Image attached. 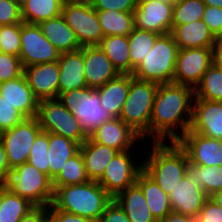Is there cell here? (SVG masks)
<instances>
[{
  "label": "cell",
  "instance_id": "29",
  "mask_svg": "<svg viewBox=\"0 0 222 222\" xmlns=\"http://www.w3.org/2000/svg\"><path fill=\"white\" fill-rule=\"evenodd\" d=\"M136 184L142 189L146 203L157 221L172 211L168 194L143 170L138 174Z\"/></svg>",
  "mask_w": 222,
  "mask_h": 222
},
{
  "label": "cell",
  "instance_id": "54",
  "mask_svg": "<svg viewBox=\"0 0 222 222\" xmlns=\"http://www.w3.org/2000/svg\"><path fill=\"white\" fill-rule=\"evenodd\" d=\"M206 6L222 8V0H202Z\"/></svg>",
  "mask_w": 222,
  "mask_h": 222
},
{
  "label": "cell",
  "instance_id": "27",
  "mask_svg": "<svg viewBox=\"0 0 222 222\" xmlns=\"http://www.w3.org/2000/svg\"><path fill=\"white\" fill-rule=\"evenodd\" d=\"M130 86V74H119L102 87L96 89L100 94L101 106L113 117H119L126 101Z\"/></svg>",
  "mask_w": 222,
  "mask_h": 222
},
{
  "label": "cell",
  "instance_id": "31",
  "mask_svg": "<svg viewBox=\"0 0 222 222\" xmlns=\"http://www.w3.org/2000/svg\"><path fill=\"white\" fill-rule=\"evenodd\" d=\"M99 46L120 74H130L128 36L103 37Z\"/></svg>",
  "mask_w": 222,
  "mask_h": 222
},
{
  "label": "cell",
  "instance_id": "16",
  "mask_svg": "<svg viewBox=\"0 0 222 222\" xmlns=\"http://www.w3.org/2000/svg\"><path fill=\"white\" fill-rule=\"evenodd\" d=\"M188 159L204 166L222 165V140L186 132L178 141Z\"/></svg>",
  "mask_w": 222,
  "mask_h": 222
},
{
  "label": "cell",
  "instance_id": "20",
  "mask_svg": "<svg viewBox=\"0 0 222 222\" xmlns=\"http://www.w3.org/2000/svg\"><path fill=\"white\" fill-rule=\"evenodd\" d=\"M172 211L197 218L199 211L209 199L204 190L184 176L168 194Z\"/></svg>",
  "mask_w": 222,
  "mask_h": 222
},
{
  "label": "cell",
  "instance_id": "9",
  "mask_svg": "<svg viewBox=\"0 0 222 222\" xmlns=\"http://www.w3.org/2000/svg\"><path fill=\"white\" fill-rule=\"evenodd\" d=\"M36 117L42 131L64 136L79 145L88 138L78 119L58 99L39 101Z\"/></svg>",
  "mask_w": 222,
  "mask_h": 222
},
{
  "label": "cell",
  "instance_id": "11",
  "mask_svg": "<svg viewBox=\"0 0 222 222\" xmlns=\"http://www.w3.org/2000/svg\"><path fill=\"white\" fill-rule=\"evenodd\" d=\"M20 40L19 58L23 68L58 61L60 52L43 35L37 24L20 23Z\"/></svg>",
  "mask_w": 222,
  "mask_h": 222
},
{
  "label": "cell",
  "instance_id": "46",
  "mask_svg": "<svg viewBox=\"0 0 222 222\" xmlns=\"http://www.w3.org/2000/svg\"><path fill=\"white\" fill-rule=\"evenodd\" d=\"M202 20L213 35L216 36L222 28V8L206 6Z\"/></svg>",
  "mask_w": 222,
  "mask_h": 222
},
{
  "label": "cell",
  "instance_id": "48",
  "mask_svg": "<svg viewBox=\"0 0 222 222\" xmlns=\"http://www.w3.org/2000/svg\"><path fill=\"white\" fill-rule=\"evenodd\" d=\"M48 219L49 222H95L83 216L56 209L51 204L48 206Z\"/></svg>",
  "mask_w": 222,
  "mask_h": 222
},
{
  "label": "cell",
  "instance_id": "22",
  "mask_svg": "<svg viewBox=\"0 0 222 222\" xmlns=\"http://www.w3.org/2000/svg\"><path fill=\"white\" fill-rule=\"evenodd\" d=\"M59 95L87 87L84 72L83 47L72 52L60 53Z\"/></svg>",
  "mask_w": 222,
  "mask_h": 222
},
{
  "label": "cell",
  "instance_id": "47",
  "mask_svg": "<svg viewBox=\"0 0 222 222\" xmlns=\"http://www.w3.org/2000/svg\"><path fill=\"white\" fill-rule=\"evenodd\" d=\"M98 222H131L123 209L113 199L100 216Z\"/></svg>",
  "mask_w": 222,
  "mask_h": 222
},
{
  "label": "cell",
  "instance_id": "37",
  "mask_svg": "<svg viewBox=\"0 0 222 222\" xmlns=\"http://www.w3.org/2000/svg\"><path fill=\"white\" fill-rule=\"evenodd\" d=\"M194 98L222 102V73L213 63L194 89Z\"/></svg>",
  "mask_w": 222,
  "mask_h": 222
},
{
  "label": "cell",
  "instance_id": "43",
  "mask_svg": "<svg viewBox=\"0 0 222 222\" xmlns=\"http://www.w3.org/2000/svg\"><path fill=\"white\" fill-rule=\"evenodd\" d=\"M22 22L21 4L14 0H0V26Z\"/></svg>",
  "mask_w": 222,
  "mask_h": 222
},
{
  "label": "cell",
  "instance_id": "42",
  "mask_svg": "<svg viewBox=\"0 0 222 222\" xmlns=\"http://www.w3.org/2000/svg\"><path fill=\"white\" fill-rule=\"evenodd\" d=\"M25 117L0 96V133L20 123Z\"/></svg>",
  "mask_w": 222,
  "mask_h": 222
},
{
  "label": "cell",
  "instance_id": "15",
  "mask_svg": "<svg viewBox=\"0 0 222 222\" xmlns=\"http://www.w3.org/2000/svg\"><path fill=\"white\" fill-rule=\"evenodd\" d=\"M89 137L94 142L108 146L119 152L135 150L138 147H141L142 149L146 145L141 136L119 117H113L104 122L94 130Z\"/></svg>",
  "mask_w": 222,
  "mask_h": 222
},
{
  "label": "cell",
  "instance_id": "34",
  "mask_svg": "<svg viewBox=\"0 0 222 222\" xmlns=\"http://www.w3.org/2000/svg\"><path fill=\"white\" fill-rule=\"evenodd\" d=\"M159 35L160 34L138 28H134L128 35L130 74L133 73L138 64L142 62L150 52Z\"/></svg>",
  "mask_w": 222,
  "mask_h": 222
},
{
  "label": "cell",
  "instance_id": "24",
  "mask_svg": "<svg viewBox=\"0 0 222 222\" xmlns=\"http://www.w3.org/2000/svg\"><path fill=\"white\" fill-rule=\"evenodd\" d=\"M171 34L179 49L216 48L215 36L202 19L175 26Z\"/></svg>",
  "mask_w": 222,
  "mask_h": 222
},
{
  "label": "cell",
  "instance_id": "5",
  "mask_svg": "<svg viewBox=\"0 0 222 222\" xmlns=\"http://www.w3.org/2000/svg\"><path fill=\"white\" fill-rule=\"evenodd\" d=\"M158 86L153 82L138 80L130 74L129 92L119 116L145 142H149V125Z\"/></svg>",
  "mask_w": 222,
  "mask_h": 222
},
{
  "label": "cell",
  "instance_id": "21",
  "mask_svg": "<svg viewBox=\"0 0 222 222\" xmlns=\"http://www.w3.org/2000/svg\"><path fill=\"white\" fill-rule=\"evenodd\" d=\"M0 96L25 118L37 116L39 101L33 95L24 73L17 78L0 83Z\"/></svg>",
  "mask_w": 222,
  "mask_h": 222
},
{
  "label": "cell",
  "instance_id": "18",
  "mask_svg": "<svg viewBox=\"0 0 222 222\" xmlns=\"http://www.w3.org/2000/svg\"><path fill=\"white\" fill-rule=\"evenodd\" d=\"M187 132L222 140V102L194 98L192 121Z\"/></svg>",
  "mask_w": 222,
  "mask_h": 222
},
{
  "label": "cell",
  "instance_id": "58",
  "mask_svg": "<svg viewBox=\"0 0 222 222\" xmlns=\"http://www.w3.org/2000/svg\"><path fill=\"white\" fill-rule=\"evenodd\" d=\"M181 0H169V3H172V4H177L179 3Z\"/></svg>",
  "mask_w": 222,
  "mask_h": 222
},
{
  "label": "cell",
  "instance_id": "14",
  "mask_svg": "<svg viewBox=\"0 0 222 222\" xmlns=\"http://www.w3.org/2000/svg\"><path fill=\"white\" fill-rule=\"evenodd\" d=\"M174 4L159 0H137L134 28L166 34L172 31Z\"/></svg>",
  "mask_w": 222,
  "mask_h": 222
},
{
  "label": "cell",
  "instance_id": "40",
  "mask_svg": "<svg viewBox=\"0 0 222 222\" xmlns=\"http://www.w3.org/2000/svg\"><path fill=\"white\" fill-rule=\"evenodd\" d=\"M20 23L0 26V52L19 57Z\"/></svg>",
  "mask_w": 222,
  "mask_h": 222
},
{
  "label": "cell",
  "instance_id": "6",
  "mask_svg": "<svg viewBox=\"0 0 222 222\" xmlns=\"http://www.w3.org/2000/svg\"><path fill=\"white\" fill-rule=\"evenodd\" d=\"M58 100L78 119L79 127L87 137L113 118L112 114L101 106L99 92L89 87L61 93Z\"/></svg>",
  "mask_w": 222,
  "mask_h": 222
},
{
  "label": "cell",
  "instance_id": "45",
  "mask_svg": "<svg viewBox=\"0 0 222 222\" xmlns=\"http://www.w3.org/2000/svg\"><path fill=\"white\" fill-rule=\"evenodd\" d=\"M196 219L197 222H222V207L209 197Z\"/></svg>",
  "mask_w": 222,
  "mask_h": 222
},
{
  "label": "cell",
  "instance_id": "17",
  "mask_svg": "<svg viewBox=\"0 0 222 222\" xmlns=\"http://www.w3.org/2000/svg\"><path fill=\"white\" fill-rule=\"evenodd\" d=\"M58 61L24 67V75L38 101L59 97Z\"/></svg>",
  "mask_w": 222,
  "mask_h": 222
},
{
  "label": "cell",
  "instance_id": "3",
  "mask_svg": "<svg viewBox=\"0 0 222 222\" xmlns=\"http://www.w3.org/2000/svg\"><path fill=\"white\" fill-rule=\"evenodd\" d=\"M113 198L95 181L58 187L52 206L56 209L83 216L98 222Z\"/></svg>",
  "mask_w": 222,
  "mask_h": 222
},
{
  "label": "cell",
  "instance_id": "52",
  "mask_svg": "<svg viewBox=\"0 0 222 222\" xmlns=\"http://www.w3.org/2000/svg\"><path fill=\"white\" fill-rule=\"evenodd\" d=\"M63 5H85L92 6L94 0H62Z\"/></svg>",
  "mask_w": 222,
  "mask_h": 222
},
{
  "label": "cell",
  "instance_id": "50",
  "mask_svg": "<svg viewBox=\"0 0 222 222\" xmlns=\"http://www.w3.org/2000/svg\"><path fill=\"white\" fill-rule=\"evenodd\" d=\"M10 172L11 169L7 161L6 150L3 142L0 140V182L6 183Z\"/></svg>",
  "mask_w": 222,
  "mask_h": 222
},
{
  "label": "cell",
  "instance_id": "38",
  "mask_svg": "<svg viewBox=\"0 0 222 222\" xmlns=\"http://www.w3.org/2000/svg\"><path fill=\"white\" fill-rule=\"evenodd\" d=\"M206 5L202 0H181L174 4L172 29L177 25H183L200 20L203 17Z\"/></svg>",
  "mask_w": 222,
  "mask_h": 222
},
{
  "label": "cell",
  "instance_id": "44",
  "mask_svg": "<svg viewBox=\"0 0 222 222\" xmlns=\"http://www.w3.org/2000/svg\"><path fill=\"white\" fill-rule=\"evenodd\" d=\"M137 0H94L92 7L95 10H117L120 12H133Z\"/></svg>",
  "mask_w": 222,
  "mask_h": 222
},
{
  "label": "cell",
  "instance_id": "2",
  "mask_svg": "<svg viewBox=\"0 0 222 222\" xmlns=\"http://www.w3.org/2000/svg\"><path fill=\"white\" fill-rule=\"evenodd\" d=\"M144 152L143 171L170 194L185 176L186 151L177 141H170L146 142Z\"/></svg>",
  "mask_w": 222,
  "mask_h": 222
},
{
  "label": "cell",
  "instance_id": "23",
  "mask_svg": "<svg viewBox=\"0 0 222 222\" xmlns=\"http://www.w3.org/2000/svg\"><path fill=\"white\" fill-rule=\"evenodd\" d=\"M90 181L98 182L106 166L119 153L118 150L94 142L88 137L79 148Z\"/></svg>",
  "mask_w": 222,
  "mask_h": 222
},
{
  "label": "cell",
  "instance_id": "39",
  "mask_svg": "<svg viewBox=\"0 0 222 222\" xmlns=\"http://www.w3.org/2000/svg\"><path fill=\"white\" fill-rule=\"evenodd\" d=\"M48 144L49 133L41 131L31 147L27 162L49 177Z\"/></svg>",
  "mask_w": 222,
  "mask_h": 222
},
{
  "label": "cell",
  "instance_id": "8",
  "mask_svg": "<svg viewBox=\"0 0 222 222\" xmlns=\"http://www.w3.org/2000/svg\"><path fill=\"white\" fill-rule=\"evenodd\" d=\"M138 150L119 152L106 166L98 183L112 198L136 183L138 174L143 170L144 148Z\"/></svg>",
  "mask_w": 222,
  "mask_h": 222
},
{
  "label": "cell",
  "instance_id": "19",
  "mask_svg": "<svg viewBox=\"0 0 222 222\" xmlns=\"http://www.w3.org/2000/svg\"><path fill=\"white\" fill-rule=\"evenodd\" d=\"M84 72L87 87L98 89L120 73L99 45L83 46Z\"/></svg>",
  "mask_w": 222,
  "mask_h": 222
},
{
  "label": "cell",
  "instance_id": "41",
  "mask_svg": "<svg viewBox=\"0 0 222 222\" xmlns=\"http://www.w3.org/2000/svg\"><path fill=\"white\" fill-rule=\"evenodd\" d=\"M23 73L24 68L19 57L0 52V83L17 78Z\"/></svg>",
  "mask_w": 222,
  "mask_h": 222
},
{
  "label": "cell",
  "instance_id": "13",
  "mask_svg": "<svg viewBox=\"0 0 222 222\" xmlns=\"http://www.w3.org/2000/svg\"><path fill=\"white\" fill-rule=\"evenodd\" d=\"M61 14L82 47L100 44L104 35L96 10L92 6L63 5Z\"/></svg>",
  "mask_w": 222,
  "mask_h": 222
},
{
  "label": "cell",
  "instance_id": "57",
  "mask_svg": "<svg viewBox=\"0 0 222 222\" xmlns=\"http://www.w3.org/2000/svg\"><path fill=\"white\" fill-rule=\"evenodd\" d=\"M7 188L6 183L0 182V197L2 192Z\"/></svg>",
  "mask_w": 222,
  "mask_h": 222
},
{
  "label": "cell",
  "instance_id": "36",
  "mask_svg": "<svg viewBox=\"0 0 222 222\" xmlns=\"http://www.w3.org/2000/svg\"><path fill=\"white\" fill-rule=\"evenodd\" d=\"M35 206L6 188L0 197V222H19Z\"/></svg>",
  "mask_w": 222,
  "mask_h": 222
},
{
  "label": "cell",
  "instance_id": "60",
  "mask_svg": "<svg viewBox=\"0 0 222 222\" xmlns=\"http://www.w3.org/2000/svg\"><path fill=\"white\" fill-rule=\"evenodd\" d=\"M159 1H161V2H169V0H159Z\"/></svg>",
  "mask_w": 222,
  "mask_h": 222
},
{
  "label": "cell",
  "instance_id": "55",
  "mask_svg": "<svg viewBox=\"0 0 222 222\" xmlns=\"http://www.w3.org/2000/svg\"><path fill=\"white\" fill-rule=\"evenodd\" d=\"M215 45L216 49H222V28L218 32V34L215 36Z\"/></svg>",
  "mask_w": 222,
  "mask_h": 222
},
{
  "label": "cell",
  "instance_id": "25",
  "mask_svg": "<svg viewBox=\"0 0 222 222\" xmlns=\"http://www.w3.org/2000/svg\"><path fill=\"white\" fill-rule=\"evenodd\" d=\"M43 35L60 53L72 52L82 48L76 34L66 23L62 14L38 24Z\"/></svg>",
  "mask_w": 222,
  "mask_h": 222
},
{
  "label": "cell",
  "instance_id": "10",
  "mask_svg": "<svg viewBox=\"0 0 222 222\" xmlns=\"http://www.w3.org/2000/svg\"><path fill=\"white\" fill-rule=\"evenodd\" d=\"M41 131L37 117H32L24 118L13 128L0 133L11 170L28 161L31 147Z\"/></svg>",
  "mask_w": 222,
  "mask_h": 222
},
{
  "label": "cell",
  "instance_id": "33",
  "mask_svg": "<svg viewBox=\"0 0 222 222\" xmlns=\"http://www.w3.org/2000/svg\"><path fill=\"white\" fill-rule=\"evenodd\" d=\"M104 37L111 35L128 36L134 29L133 12L117 10H96Z\"/></svg>",
  "mask_w": 222,
  "mask_h": 222
},
{
  "label": "cell",
  "instance_id": "32",
  "mask_svg": "<svg viewBox=\"0 0 222 222\" xmlns=\"http://www.w3.org/2000/svg\"><path fill=\"white\" fill-rule=\"evenodd\" d=\"M62 7V0H24L21 3V16L24 23L38 25L60 15Z\"/></svg>",
  "mask_w": 222,
  "mask_h": 222
},
{
  "label": "cell",
  "instance_id": "1",
  "mask_svg": "<svg viewBox=\"0 0 222 222\" xmlns=\"http://www.w3.org/2000/svg\"><path fill=\"white\" fill-rule=\"evenodd\" d=\"M194 88L168 83L158 86L149 125V142L178 141L190 128Z\"/></svg>",
  "mask_w": 222,
  "mask_h": 222
},
{
  "label": "cell",
  "instance_id": "28",
  "mask_svg": "<svg viewBox=\"0 0 222 222\" xmlns=\"http://www.w3.org/2000/svg\"><path fill=\"white\" fill-rule=\"evenodd\" d=\"M185 176L209 197L222 190V165H199L189 160L186 153Z\"/></svg>",
  "mask_w": 222,
  "mask_h": 222
},
{
  "label": "cell",
  "instance_id": "26",
  "mask_svg": "<svg viewBox=\"0 0 222 222\" xmlns=\"http://www.w3.org/2000/svg\"><path fill=\"white\" fill-rule=\"evenodd\" d=\"M131 222H158L150 211L142 189L135 183L113 198Z\"/></svg>",
  "mask_w": 222,
  "mask_h": 222
},
{
  "label": "cell",
  "instance_id": "7",
  "mask_svg": "<svg viewBox=\"0 0 222 222\" xmlns=\"http://www.w3.org/2000/svg\"><path fill=\"white\" fill-rule=\"evenodd\" d=\"M6 186L12 193L27 199L34 206L52 204V180L28 162L11 170Z\"/></svg>",
  "mask_w": 222,
  "mask_h": 222
},
{
  "label": "cell",
  "instance_id": "51",
  "mask_svg": "<svg viewBox=\"0 0 222 222\" xmlns=\"http://www.w3.org/2000/svg\"><path fill=\"white\" fill-rule=\"evenodd\" d=\"M158 222H197V219L190 216H186L181 213L171 211Z\"/></svg>",
  "mask_w": 222,
  "mask_h": 222
},
{
  "label": "cell",
  "instance_id": "49",
  "mask_svg": "<svg viewBox=\"0 0 222 222\" xmlns=\"http://www.w3.org/2000/svg\"><path fill=\"white\" fill-rule=\"evenodd\" d=\"M19 222H49L48 206H35Z\"/></svg>",
  "mask_w": 222,
  "mask_h": 222
},
{
  "label": "cell",
  "instance_id": "56",
  "mask_svg": "<svg viewBox=\"0 0 222 222\" xmlns=\"http://www.w3.org/2000/svg\"><path fill=\"white\" fill-rule=\"evenodd\" d=\"M211 198L222 207V190L216 192L214 195L211 196Z\"/></svg>",
  "mask_w": 222,
  "mask_h": 222
},
{
  "label": "cell",
  "instance_id": "12",
  "mask_svg": "<svg viewBox=\"0 0 222 222\" xmlns=\"http://www.w3.org/2000/svg\"><path fill=\"white\" fill-rule=\"evenodd\" d=\"M216 48L179 49L175 63L173 83L188 85L195 89L203 74L213 64Z\"/></svg>",
  "mask_w": 222,
  "mask_h": 222
},
{
  "label": "cell",
  "instance_id": "59",
  "mask_svg": "<svg viewBox=\"0 0 222 222\" xmlns=\"http://www.w3.org/2000/svg\"><path fill=\"white\" fill-rule=\"evenodd\" d=\"M14 1H17L18 3H22L24 0H14Z\"/></svg>",
  "mask_w": 222,
  "mask_h": 222
},
{
  "label": "cell",
  "instance_id": "53",
  "mask_svg": "<svg viewBox=\"0 0 222 222\" xmlns=\"http://www.w3.org/2000/svg\"><path fill=\"white\" fill-rule=\"evenodd\" d=\"M213 63L222 73V49H215Z\"/></svg>",
  "mask_w": 222,
  "mask_h": 222
},
{
  "label": "cell",
  "instance_id": "35",
  "mask_svg": "<svg viewBox=\"0 0 222 222\" xmlns=\"http://www.w3.org/2000/svg\"><path fill=\"white\" fill-rule=\"evenodd\" d=\"M89 181L80 150L69 158L60 173L52 180L53 190L66 185L82 184Z\"/></svg>",
  "mask_w": 222,
  "mask_h": 222
},
{
  "label": "cell",
  "instance_id": "4",
  "mask_svg": "<svg viewBox=\"0 0 222 222\" xmlns=\"http://www.w3.org/2000/svg\"><path fill=\"white\" fill-rule=\"evenodd\" d=\"M178 50L171 32L160 34L150 52L134 69L132 76L159 85L173 83Z\"/></svg>",
  "mask_w": 222,
  "mask_h": 222
},
{
  "label": "cell",
  "instance_id": "30",
  "mask_svg": "<svg viewBox=\"0 0 222 222\" xmlns=\"http://www.w3.org/2000/svg\"><path fill=\"white\" fill-rule=\"evenodd\" d=\"M80 145L64 136L49 133L48 164L49 178L53 180L65 162L79 151Z\"/></svg>",
  "mask_w": 222,
  "mask_h": 222
}]
</instances>
